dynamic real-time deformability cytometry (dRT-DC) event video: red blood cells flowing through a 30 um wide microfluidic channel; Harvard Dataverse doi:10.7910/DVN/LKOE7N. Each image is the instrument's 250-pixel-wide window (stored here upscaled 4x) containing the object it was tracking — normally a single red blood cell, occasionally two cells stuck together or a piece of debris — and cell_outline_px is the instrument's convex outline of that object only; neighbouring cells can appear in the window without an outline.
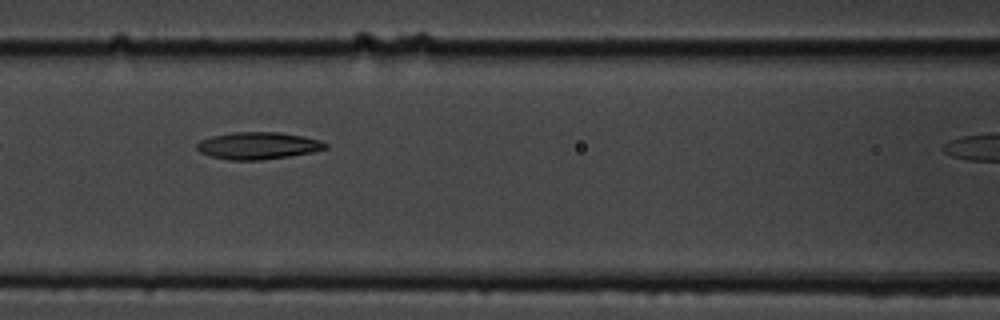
{"species": "common noctule bat (a hibernating species)", "species_latin": "Nyctalus noctula", "temperature_condition": "cold", "stored_images_in_passage": 8, "segment_of_instrument_passage": [1, 2], "camera_frame_rate_fps": 3000, "um_per_image_px": 0.085, "animal": {"sex": "male", "body_mass_g": 19.5, "forearm_length_mm": 54.6}, "frame": {"image": 1, "passage_image": 4, "time_ms": 3.333, "image_size_px": [1000, 320], "cell_outline_px": [[328, 148], [312, 152], [288, 156], [260, 160], [228, 160], [208, 156], [200, 152], [196, 148], [196, 144], [200, 140], [212, 136], [232, 132], [280, 132], [304, 136], [320, 140], [328, 144]], "centroid_in_image_um": [21.92, 12.38], "position_along_channel_um": 144.7, "area_um2": 20.46}}
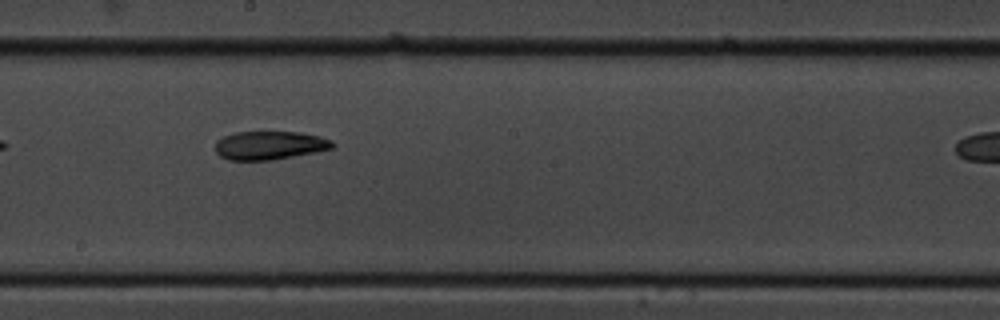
{"frame": {"image": 2, "passage_image": 6, "time_ms": 5.667, "image_size_px": [1000, 320], "cell_outline_px": [[332, 148], [316, 152], [272, 160], [228, 160], [220, 156], [216, 152], [216, 140], [224, 136], [236, 132], [300, 132], [320, 136], [332, 140]], "centroid_in_image_um": [22.9, 12.35], "position_along_channel_um": 225.3, "area_um2": 19.42}}
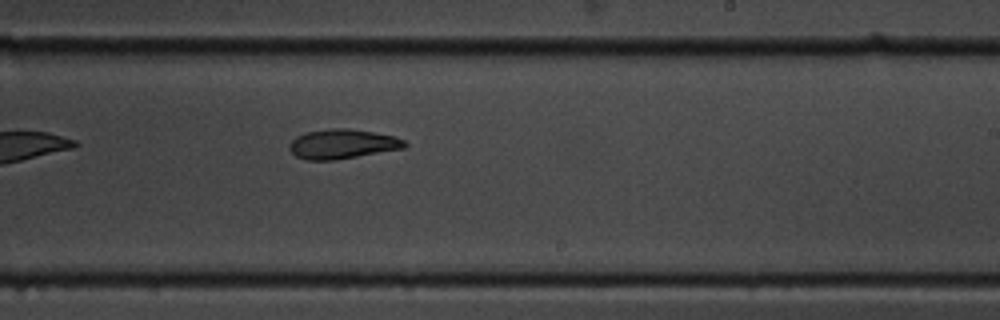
{"frame": {"image": 3, "passage_image": 7, "time_ms": 6.667, "image_size_px": [1000, 320], "cell_outline_px": [[408, 144], [404, 148], [332, 160], [304, 160], [296, 156], [288, 148], [288, 144], [296, 136], [304, 132], [332, 128], [348, 128], [372, 132], [392, 136], [404, 140]], "centroid_in_image_um": [29.04, 12.23], "position_along_channel_um": 260.0, "area_um2": 19.71}}